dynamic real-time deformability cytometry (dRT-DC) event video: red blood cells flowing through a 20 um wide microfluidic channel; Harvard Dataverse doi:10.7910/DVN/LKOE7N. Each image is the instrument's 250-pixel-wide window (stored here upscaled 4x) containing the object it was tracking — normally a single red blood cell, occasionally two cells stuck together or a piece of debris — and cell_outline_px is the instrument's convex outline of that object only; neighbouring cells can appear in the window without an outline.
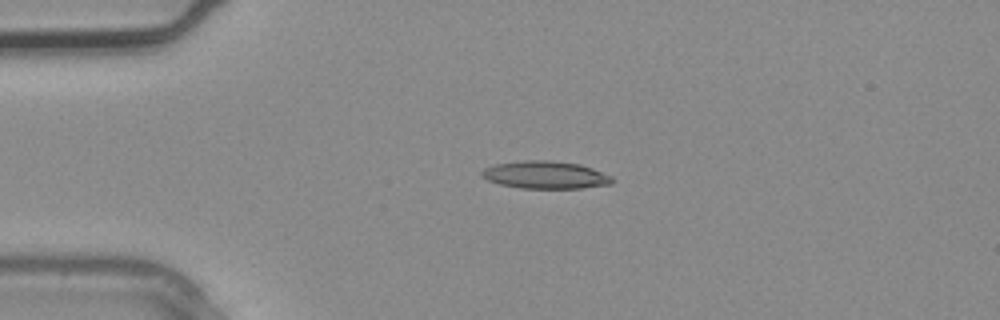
{"species": "common noctule bat (a hibernating species)", "species_latin": "Nyctalus noctula", "temperature_condition": "warm", "stored_images_in_passage": 1, "camera_frame_rate_fps": 3000, "um_per_image_px": 0.085, "animal": {"sex": "male", "body_mass_g": 20.4}, "frame": {"image": 1, "passage_image": 1, "time_ms": 0.0, "image_size_px": [1000, 320], "cell_outline_px": [[612, 184], [584, 188], [520, 188], [500, 184], [488, 180], [480, 176], [480, 172], [484, 168], [496, 164], [524, 160], [548, 160], [580, 164], [592, 168], [612, 176]], "centroid_in_image_um": [46.35, 14.87], "position_along_channel_um": 38.6, "area_um2": 20.98}}